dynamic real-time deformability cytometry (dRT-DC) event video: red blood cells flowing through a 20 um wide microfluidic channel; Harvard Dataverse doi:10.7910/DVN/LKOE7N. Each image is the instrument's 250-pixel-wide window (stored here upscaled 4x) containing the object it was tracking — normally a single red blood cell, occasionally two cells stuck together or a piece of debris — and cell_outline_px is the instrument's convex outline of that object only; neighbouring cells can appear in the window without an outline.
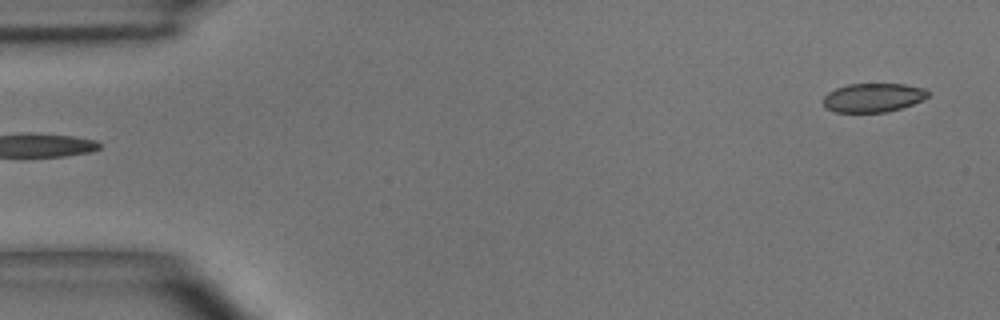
{"species": "common noctule bat (a hibernating species)", "species_latin": "Nyctalus noctula", "temperature_condition": "room temperature", "stored_images_in_passage": 5, "segment_of_instrument_passage": [2, 2], "camera_frame_rate_fps": 3000, "um_per_image_px": 0.085, "animal": {"sex": "male", "body_mass_g": 15.6}, "frame": {"image": 1, "passage_image": 5, "time_ms": 5.333, "image_size_px": [1000, 320], "cell_outline_px": [[928, 96], [912, 104], [888, 112], [836, 112], [824, 108], [824, 96], [828, 92], [836, 88], [848, 84], [904, 84], [924, 88], [928, 92]], "centroid_in_image_um": [74.18, 8.3], "position_along_channel_um": 10.8, "area_um2": 17.51}}